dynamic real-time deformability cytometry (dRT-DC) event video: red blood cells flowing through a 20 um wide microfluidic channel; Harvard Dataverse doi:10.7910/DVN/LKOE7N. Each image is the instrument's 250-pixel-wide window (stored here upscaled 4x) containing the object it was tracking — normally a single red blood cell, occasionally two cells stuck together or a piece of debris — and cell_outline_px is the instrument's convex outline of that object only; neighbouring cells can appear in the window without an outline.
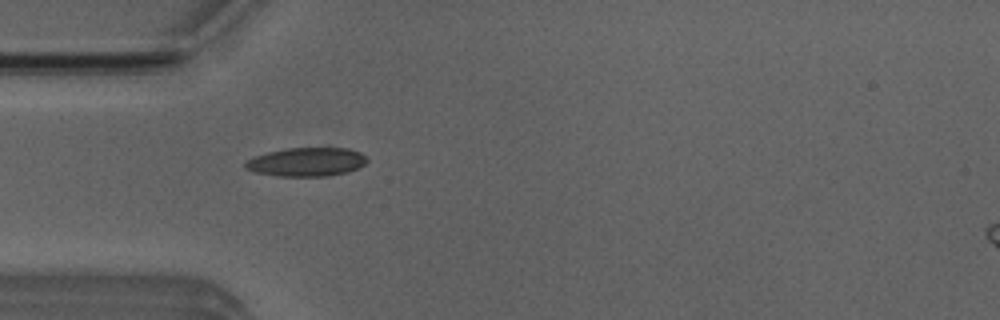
{"species": "Egyptian fruit bat (a non-hibernating species)", "species_latin": "Rousettus aegyptiacus", "temperature_condition": "room temperature", "stored_images_in_passage": 34, "camera_frame_rate_fps": 3000, "um_per_image_px": 0.085, "animal": {"sex": "male"}, "frame": {"image": 1, "passage_image": 3, "time_ms": 0.667, "image_size_px": [1000, 320], "cell_outline_px": [[368, 160], [360, 168], [348, 172], [328, 176], [276, 176], [256, 172], [244, 168], [244, 164], [248, 160], [256, 156], [268, 152], [284, 148], [348, 148], [360, 152], [368, 156]], "centroid_in_image_um": [26.11, 13.76], "position_along_channel_um": 58.9, "area_um2": 20.52}}
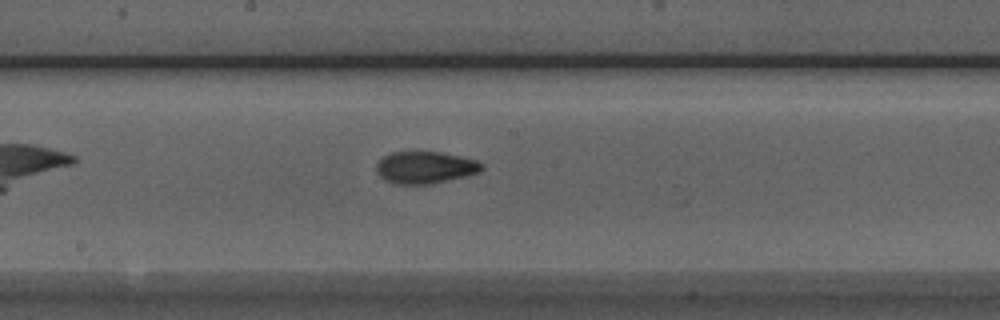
{"frame": {"image": 2, "passage_image": 15, "time_ms": 4.667, "image_size_px": [1000, 320], "cell_outline_px": [[484, 168], [480, 172], [468, 176], [428, 184], [396, 184], [384, 180], [376, 172], [376, 164], [384, 156], [392, 152], [440, 152], [460, 156], [476, 160], [484, 164]], "centroid_in_image_um": [36.16, 14.24], "position_along_channel_um": 212.0, "area_um2": 19.77}}
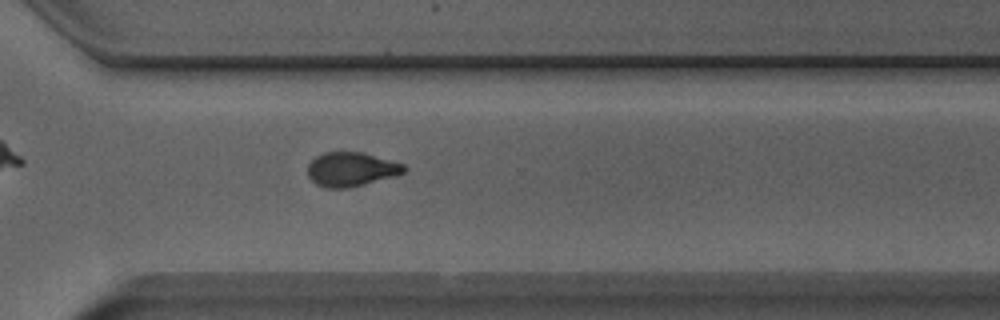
{"frame": {"image": 3, "passage_image": 25, "time_ms": 8.0, "image_size_px": [1000, 320], "cell_outline_px": [[408, 168], [404, 172], [396, 176], [348, 188], [324, 188], [316, 184], [308, 176], [308, 164], [316, 156], [324, 152], [360, 152], [404, 164]], "centroid_in_image_um": [29.84, 14.4], "position_along_channel_um": 340.8, "area_um2": 19.13}, "authors_computed_cell_mechanics": {"area_um2": 19.941, "velocity_mm_per_s": 3.87, "shape_relaxation_time_tau1_ms": 4.3271, "shape_relaxation_time_tau2_ms": 1.4787, "deformation_change_tau1": 0.1322, "deformation_change_tau2": 0.0723}}